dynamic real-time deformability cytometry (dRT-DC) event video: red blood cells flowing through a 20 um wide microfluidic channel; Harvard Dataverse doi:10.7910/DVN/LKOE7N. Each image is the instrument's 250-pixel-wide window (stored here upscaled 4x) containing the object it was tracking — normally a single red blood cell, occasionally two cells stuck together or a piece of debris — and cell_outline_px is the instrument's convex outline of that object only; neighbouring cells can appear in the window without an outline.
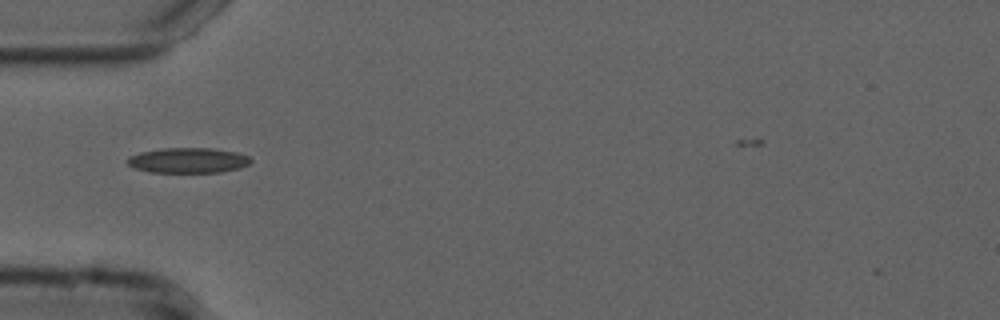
{"species": "common noctule bat (a hibernating species)", "species_latin": "Nyctalus noctula", "temperature_condition": "cold", "stored_images_in_passage": 35, "camera_frame_rate_fps": 3000, "um_per_image_px": 0.085, "animal": {"sex": "male", "forearm_length_mm": 52.5}, "frame": {"image": 1, "passage_image": 1, "time_ms": 0.0, "image_size_px": [1000, 320], "cell_outline_px": [[252, 160], [248, 164], [240, 168], [220, 172], [148, 172], [136, 168], [128, 164], [128, 156], [140, 152], [160, 148], [212, 148], [236, 152], [248, 156]], "centroid_in_image_um": [15.98, 13.62], "position_along_channel_um": 69.0, "area_um2": 18.09}}
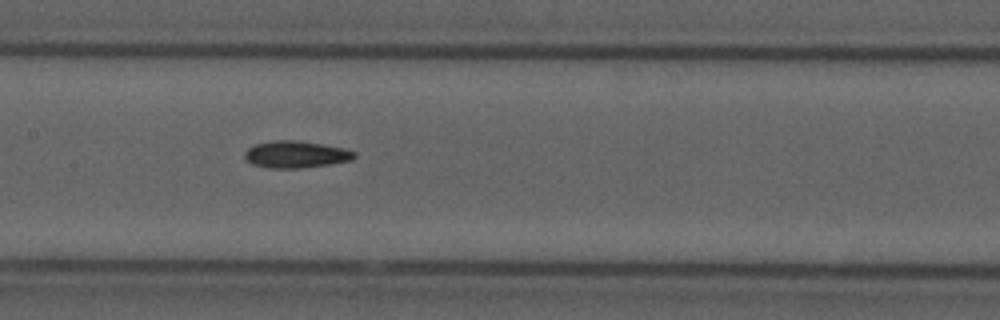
{"frame": {"image": 2, "passage_image": 10, "time_ms": 3.0, "image_size_px": [1000, 320], "cell_outline_px": [[356, 156], [352, 160], [332, 164], [300, 168], [268, 168], [252, 164], [244, 156], [244, 152], [248, 148], [256, 144], [272, 140], [300, 140], [344, 148], [356, 152]], "centroid_in_image_um": [25.17, 13.12], "position_along_channel_um": 182.2, "area_um2": 17.34}}
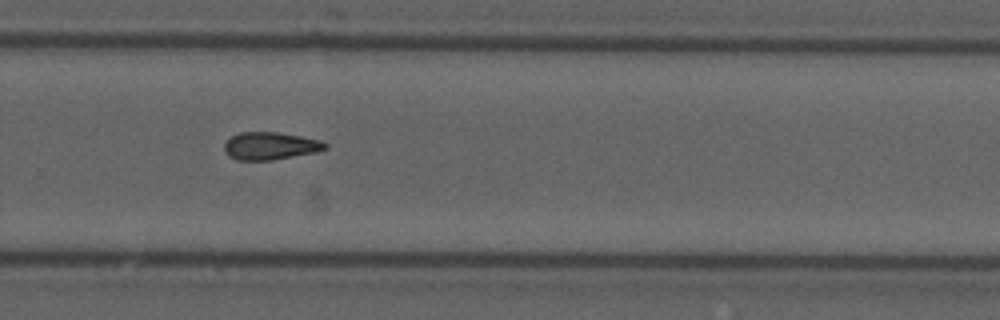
{"frame": {"image": 3, "passage_image": 20, "time_ms": 6.333, "image_size_px": [1000, 320], "cell_outline_px": [[328, 148], [316, 152], [272, 160], [236, 160], [228, 156], [224, 152], [224, 144], [232, 136], [240, 132], [276, 132], [300, 136], [320, 140], [328, 144]], "centroid_in_image_um": [22.96, 12.41], "position_along_channel_um": 306.8, "area_um2": 16.24}}